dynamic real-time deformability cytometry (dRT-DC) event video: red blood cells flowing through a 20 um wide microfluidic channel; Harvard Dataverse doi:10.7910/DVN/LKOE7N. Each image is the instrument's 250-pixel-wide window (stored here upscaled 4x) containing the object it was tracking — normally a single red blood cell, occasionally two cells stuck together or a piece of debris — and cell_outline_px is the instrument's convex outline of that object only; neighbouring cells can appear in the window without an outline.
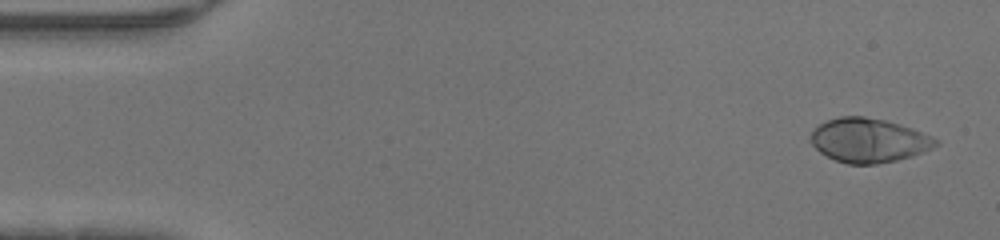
{"species": "human", "species_latin": "Homo sapiens", "temperature_condition": "warm", "stored_images_in_passage": 46, "camera_frame_rate_fps": 3000, "um_per_image_px": 0.085, "donor": {"sex": "male"}, "frame": {"image": 1, "passage_image": 2, "time_ms": 0.333, "image_size_px": [1000, 240], "cell_outline_px": [[940, 144], [932, 148], [912, 156], [896, 160], [876, 164], [848, 164], [836, 160], [820, 152], [808, 140], [812, 132], [820, 124], [828, 120], [840, 116], [864, 116], [884, 120], [912, 128], [932, 136], [940, 140]], "centroid_in_image_um": [73.85, 11.93], "position_along_channel_um": 11.1, "area_um2": 32.08}}
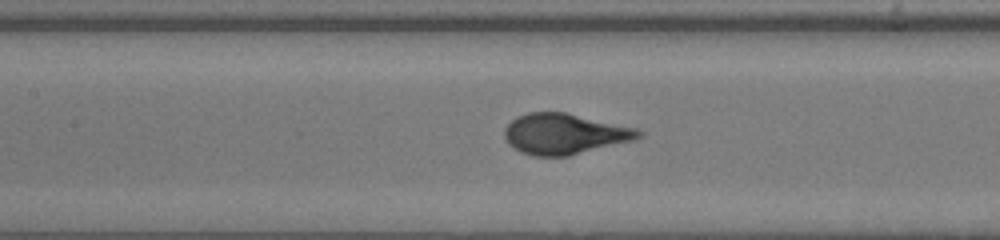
{"frame": {"image": 2, "passage_image": 21, "time_ms": 6.667, "image_size_px": [1000, 240], "cell_outline_px": [[644, 136], [636, 140], [568, 156], [532, 156], [520, 152], [508, 144], [504, 140], [504, 128], [516, 116], [528, 112], [564, 112], [636, 128], [644, 132]], "centroid_in_image_um": [47.98, 11.39], "position_along_channel_um": 159.4, "area_um2": 32.02}}
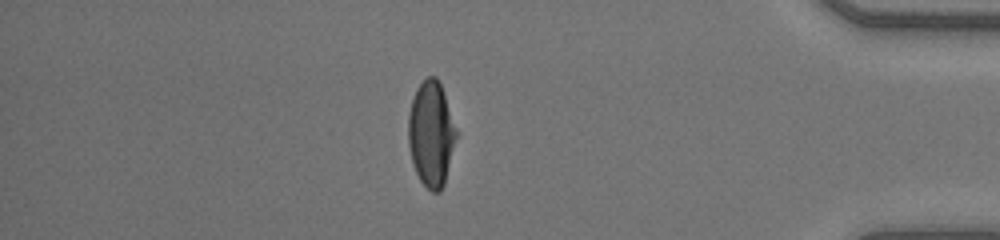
{"frame": {"image": 3, "passage_image": 40, "time_ms": 13.0, "image_size_px": [1000, 240], "cell_outline_px": [[456, 136], [444, 184], [440, 192], [432, 192], [420, 180], [412, 164], [408, 144], [408, 116], [412, 100], [416, 88], [428, 76], [436, 76], [440, 84], [456, 128]], "centroid_in_image_um": [36.62, 11.38], "position_along_channel_um": 398.6, "area_um2": 29.02}}